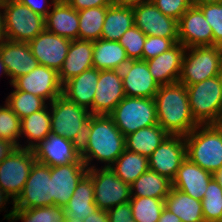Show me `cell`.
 <instances>
[{
  "instance_id": "obj_37",
  "label": "cell",
  "mask_w": 222,
  "mask_h": 222,
  "mask_svg": "<svg viewBox=\"0 0 222 222\" xmlns=\"http://www.w3.org/2000/svg\"><path fill=\"white\" fill-rule=\"evenodd\" d=\"M64 222L65 211L57 205L28 209L15 208L11 222Z\"/></svg>"
},
{
  "instance_id": "obj_36",
  "label": "cell",
  "mask_w": 222,
  "mask_h": 222,
  "mask_svg": "<svg viewBox=\"0 0 222 222\" xmlns=\"http://www.w3.org/2000/svg\"><path fill=\"white\" fill-rule=\"evenodd\" d=\"M12 90L5 99V102L20 119L44 109L49 104L45 99L32 93Z\"/></svg>"
},
{
  "instance_id": "obj_21",
  "label": "cell",
  "mask_w": 222,
  "mask_h": 222,
  "mask_svg": "<svg viewBox=\"0 0 222 222\" xmlns=\"http://www.w3.org/2000/svg\"><path fill=\"white\" fill-rule=\"evenodd\" d=\"M0 56L10 78V86L15 79L39 65L28 43L6 40L0 45Z\"/></svg>"
},
{
  "instance_id": "obj_43",
  "label": "cell",
  "mask_w": 222,
  "mask_h": 222,
  "mask_svg": "<svg viewBox=\"0 0 222 222\" xmlns=\"http://www.w3.org/2000/svg\"><path fill=\"white\" fill-rule=\"evenodd\" d=\"M178 38H164L159 36H146V41L143 46L142 60H149L161 53L168 51L176 43Z\"/></svg>"
},
{
  "instance_id": "obj_26",
  "label": "cell",
  "mask_w": 222,
  "mask_h": 222,
  "mask_svg": "<svg viewBox=\"0 0 222 222\" xmlns=\"http://www.w3.org/2000/svg\"><path fill=\"white\" fill-rule=\"evenodd\" d=\"M91 68H93V41L73 40L63 66L58 72L60 82L64 84L70 78Z\"/></svg>"
},
{
  "instance_id": "obj_28",
  "label": "cell",
  "mask_w": 222,
  "mask_h": 222,
  "mask_svg": "<svg viewBox=\"0 0 222 222\" xmlns=\"http://www.w3.org/2000/svg\"><path fill=\"white\" fill-rule=\"evenodd\" d=\"M129 61L125 49L118 41H93V68L121 70Z\"/></svg>"
},
{
  "instance_id": "obj_40",
  "label": "cell",
  "mask_w": 222,
  "mask_h": 222,
  "mask_svg": "<svg viewBox=\"0 0 222 222\" xmlns=\"http://www.w3.org/2000/svg\"><path fill=\"white\" fill-rule=\"evenodd\" d=\"M21 119L12 111L4 101L0 105V139H7L22 148ZM21 143V144H20Z\"/></svg>"
},
{
  "instance_id": "obj_7",
  "label": "cell",
  "mask_w": 222,
  "mask_h": 222,
  "mask_svg": "<svg viewBox=\"0 0 222 222\" xmlns=\"http://www.w3.org/2000/svg\"><path fill=\"white\" fill-rule=\"evenodd\" d=\"M109 116L125 137L139 129L158 124L154 98L125 96Z\"/></svg>"
},
{
  "instance_id": "obj_56",
  "label": "cell",
  "mask_w": 222,
  "mask_h": 222,
  "mask_svg": "<svg viewBox=\"0 0 222 222\" xmlns=\"http://www.w3.org/2000/svg\"><path fill=\"white\" fill-rule=\"evenodd\" d=\"M214 177L221 184L222 187V167L214 174Z\"/></svg>"
},
{
  "instance_id": "obj_30",
  "label": "cell",
  "mask_w": 222,
  "mask_h": 222,
  "mask_svg": "<svg viewBox=\"0 0 222 222\" xmlns=\"http://www.w3.org/2000/svg\"><path fill=\"white\" fill-rule=\"evenodd\" d=\"M164 206L179 217L181 222H205L201 200L194 199L176 188H171L164 199Z\"/></svg>"
},
{
  "instance_id": "obj_19",
  "label": "cell",
  "mask_w": 222,
  "mask_h": 222,
  "mask_svg": "<svg viewBox=\"0 0 222 222\" xmlns=\"http://www.w3.org/2000/svg\"><path fill=\"white\" fill-rule=\"evenodd\" d=\"M87 171L84 162L51 167L52 205L64 208Z\"/></svg>"
},
{
  "instance_id": "obj_6",
  "label": "cell",
  "mask_w": 222,
  "mask_h": 222,
  "mask_svg": "<svg viewBox=\"0 0 222 222\" xmlns=\"http://www.w3.org/2000/svg\"><path fill=\"white\" fill-rule=\"evenodd\" d=\"M222 61V46L186 48L178 82L185 86L218 76Z\"/></svg>"
},
{
  "instance_id": "obj_14",
  "label": "cell",
  "mask_w": 222,
  "mask_h": 222,
  "mask_svg": "<svg viewBox=\"0 0 222 222\" xmlns=\"http://www.w3.org/2000/svg\"><path fill=\"white\" fill-rule=\"evenodd\" d=\"M37 162L53 166L84 162L80 157V146L63 136L50 133L33 148Z\"/></svg>"
},
{
  "instance_id": "obj_58",
  "label": "cell",
  "mask_w": 222,
  "mask_h": 222,
  "mask_svg": "<svg viewBox=\"0 0 222 222\" xmlns=\"http://www.w3.org/2000/svg\"><path fill=\"white\" fill-rule=\"evenodd\" d=\"M64 222H83V220H82V219H68V218L65 216Z\"/></svg>"
},
{
  "instance_id": "obj_57",
  "label": "cell",
  "mask_w": 222,
  "mask_h": 222,
  "mask_svg": "<svg viewBox=\"0 0 222 222\" xmlns=\"http://www.w3.org/2000/svg\"><path fill=\"white\" fill-rule=\"evenodd\" d=\"M218 78H219L220 83L222 85V61L220 63V68H219V71H218Z\"/></svg>"
},
{
  "instance_id": "obj_5",
  "label": "cell",
  "mask_w": 222,
  "mask_h": 222,
  "mask_svg": "<svg viewBox=\"0 0 222 222\" xmlns=\"http://www.w3.org/2000/svg\"><path fill=\"white\" fill-rule=\"evenodd\" d=\"M51 133L63 136L82 144L91 113L63 95L55 98L50 104Z\"/></svg>"
},
{
  "instance_id": "obj_17",
  "label": "cell",
  "mask_w": 222,
  "mask_h": 222,
  "mask_svg": "<svg viewBox=\"0 0 222 222\" xmlns=\"http://www.w3.org/2000/svg\"><path fill=\"white\" fill-rule=\"evenodd\" d=\"M178 40L186 48L213 46L212 28L198 6L192 5L178 20Z\"/></svg>"
},
{
  "instance_id": "obj_29",
  "label": "cell",
  "mask_w": 222,
  "mask_h": 222,
  "mask_svg": "<svg viewBox=\"0 0 222 222\" xmlns=\"http://www.w3.org/2000/svg\"><path fill=\"white\" fill-rule=\"evenodd\" d=\"M51 133L49 104L42 110L21 119L20 138L26 139L22 148L33 149Z\"/></svg>"
},
{
  "instance_id": "obj_42",
  "label": "cell",
  "mask_w": 222,
  "mask_h": 222,
  "mask_svg": "<svg viewBox=\"0 0 222 222\" xmlns=\"http://www.w3.org/2000/svg\"><path fill=\"white\" fill-rule=\"evenodd\" d=\"M203 12L213 32V46H222V4L197 5Z\"/></svg>"
},
{
  "instance_id": "obj_39",
  "label": "cell",
  "mask_w": 222,
  "mask_h": 222,
  "mask_svg": "<svg viewBox=\"0 0 222 222\" xmlns=\"http://www.w3.org/2000/svg\"><path fill=\"white\" fill-rule=\"evenodd\" d=\"M201 204L205 222H222V187L215 177L209 181Z\"/></svg>"
},
{
  "instance_id": "obj_38",
  "label": "cell",
  "mask_w": 222,
  "mask_h": 222,
  "mask_svg": "<svg viewBox=\"0 0 222 222\" xmlns=\"http://www.w3.org/2000/svg\"><path fill=\"white\" fill-rule=\"evenodd\" d=\"M130 206L134 222H158L163 211L164 199L131 197Z\"/></svg>"
},
{
  "instance_id": "obj_4",
  "label": "cell",
  "mask_w": 222,
  "mask_h": 222,
  "mask_svg": "<svg viewBox=\"0 0 222 222\" xmlns=\"http://www.w3.org/2000/svg\"><path fill=\"white\" fill-rule=\"evenodd\" d=\"M191 113L199 125L222 121V85L218 76L186 86Z\"/></svg>"
},
{
  "instance_id": "obj_34",
  "label": "cell",
  "mask_w": 222,
  "mask_h": 222,
  "mask_svg": "<svg viewBox=\"0 0 222 222\" xmlns=\"http://www.w3.org/2000/svg\"><path fill=\"white\" fill-rule=\"evenodd\" d=\"M110 167L123 182L131 185L149 169V162L146 156L125 149Z\"/></svg>"
},
{
  "instance_id": "obj_2",
  "label": "cell",
  "mask_w": 222,
  "mask_h": 222,
  "mask_svg": "<svg viewBox=\"0 0 222 222\" xmlns=\"http://www.w3.org/2000/svg\"><path fill=\"white\" fill-rule=\"evenodd\" d=\"M158 125L169 135H188L199 124L194 120L186 86L161 85L154 96Z\"/></svg>"
},
{
  "instance_id": "obj_46",
  "label": "cell",
  "mask_w": 222,
  "mask_h": 222,
  "mask_svg": "<svg viewBox=\"0 0 222 222\" xmlns=\"http://www.w3.org/2000/svg\"><path fill=\"white\" fill-rule=\"evenodd\" d=\"M16 3L23 4L29 7L33 12L43 16H47L48 12L51 10L55 0H13Z\"/></svg>"
},
{
  "instance_id": "obj_11",
  "label": "cell",
  "mask_w": 222,
  "mask_h": 222,
  "mask_svg": "<svg viewBox=\"0 0 222 222\" xmlns=\"http://www.w3.org/2000/svg\"><path fill=\"white\" fill-rule=\"evenodd\" d=\"M44 206H52L51 167L35 161L22 193L15 200V208Z\"/></svg>"
},
{
  "instance_id": "obj_49",
  "label": "cell",
  "mask_w": 222,
  "mask_h": 222,
  "mask_svg": "<svg viewBox=\"0 0 222 222\" xmlns=\"http://www.w3.org/2000/svg\"><path fill=\"white\" fill-rule=\"evenodd\" d=\"M18 146L10 140L0 139V163L10 156Z\"/></svg>"
},
{
  "instance_id": "obj_24",
  "label": "cell",
  "mask_w": 222,
  "mask_h": 222,
  "mask_svg": "<svg viewBox=\"0 0 222 222\" xmlns=\"http://www.w3.org/2000/svg\"><path fill=\"white\" fill-rule=\"evenodd\" d=\"M45 30L71 41L79 39L78 11L66 1H55L45 17Z\"/></svg>"
},
{
  "instance_id": "obj_12",
  "label": "cell",
  "mask_w": 222,
  "mask_h": 222,
  "mask_svg": "<svg viewBox=\"0 0 222 222\" xmlns=\"http://www.w3.org/2000/svg\"><path fill=\"white\" fill-rule=\"evenodd\" d=\"M11 86L15 90L39 96L50 104L62 95L63 84L60 82L57 70L38 65L30 73L15 79Z\"/></svg>"
},
{
  "instance_id": "obj_10",
  "label": "cell",
  "mask_w": 222,
  "mask_h": 222,
  "mask_svg": "<svg viewBox=\"0 0 222 222\" xmlns=\"http://www.w3.org/2000/svg\"><path fill=\"white\" fill-rule=\"evenodd\" d=\"M35 161L33 149L18 147L0 163V186L14 200L22 193Z\"/></svg>"
},
{
  "instance_id": "obj_51",
  "label": "cell",
  "mask_w": 222,
  "mask_h": 222,
  "mask_svg": "<svg viewBox=\"0 0 222 222\" xmlns=\"http://www.w3.org/2000/svg\"><path fill=\"white\" fill-rule=\"evenodd\" d=\"M153 0H112V5L118 7H135L146 3H151Z\"/></svg>"
},
{
  "instance_id": "obj_33",
  "label": "cell",
  "mask_w": 222,
  "mask_h": 222,
  "mask_svg": "<svg viewBox=\"0 0 222 222\" xmlns=\"http://www.w3.org/2000/svg\"><path fill=\"white\" fill-rule=\"evenodd\" d=\"M132 26H134L133 8L111 5L106 11L101 39L118 41Z\"/></svg>"
},
{
  "instance_id": "obj_35",
  "label": "cell",
  "mask_w": 222,
  "mask_h": 222,
  "mask_svg": "<svg viewBox=\"0 0 222 222\" xmlns=\"http://www.w3.org/2000/svg\"><path fill=\"white\" fill-rule=\"evenodd\" d=\"M108 7L109 6L91 7L78 11L79 40L97 41L101 39Z\"/></svg>"
},
{
  "instance_id": "obj_54",
  "label": "cell",
  "mask_w": 222,
  "mask_h": 222,
  "mask_svg": "<svg viewBox=\"0 0 222 222\" xmlns=\"http://www.w3.org/2000/svg\"><path fill=\"white\" fill-rule=\"evenodd\" d=\"M192 3L194 6L213 3L222 4V0H192Z\"/></svg>"
},
{
  "instance_id": "obj_53",
  "label": "cell",
  "mask_w": 222,
  "mask_h": 222,
  "mask_svg": "<svg viewBox=\"0 0 222 222\" xmlns=\"http://www.w3.org/2000/svg\"><path fill=\"white\" fill-rule=\"evenodd\" d=\"M7 40L2 7H0V45Z\"/></svg>"
},
{
  "instance_id": "obj_31",
  "label": "cell",
  "mask_w": 222,
  "mask_h": 222,
  "mask_svg": "<svg viewBox=\"0 0 222 222\" xmlns=\"http://www.w3.org/2000/svg\"><path fill=\"white\" fill-rule=\"evenodd\" d=\"M168 136L158 124L148 126L125 137L126 149L148 158Z\"/></svg>"
},
{
  "instance_id": "obj_25",
  "label": "cell",
  "mask_w": 222,
  "mask_h": 222,
  "mask_svg": "<svg viewBox=\"0 0 222 222\" xmlns=\"http://www.w3.org/2000/svg\"><path fill=\"white\" fill-rule=\"evenodd\" d=\"M100 70L91 68L74 76L62 86V95L69 101L87 108L92 115V101Z\"/></svg>"
},
{
  "instance_id": "obj_18",
  "label": "cell",
  "mask_w": 222,
  "mask_h": 222,
  "mask_svg": "<svg viewBox=\"0 0 222 222\" xmlns=\"http://www.w3.org/2000/svg\"><path fill=\"white\" fill-rule=\"evenodd\" d=\"M28 44L39 65L59 72L67 56L71 40L44 30Z\"/></svg>"
},
{
  "instance_id": "obj_8",
  "label": "cell",
  "mask_w": 222,
  "mask_h": 222,
  "mask_svg": "<svg viewBox=\"0 0 222 222\" xmlns=\"http://www.w3.org/2000/svg\"><path fill=\"white\" fill-rule=\"evenodd\" d=\"M2 12L7 40L29 43L45 30V18L23 4L9 0Z\"/></svg>"
},
{
  "instance_id": "obj_60",
  "label": "cell",
  "mask_w": 222,
  "mask_h": 222,
  "mask_svg": "<svg viewBox=\"0 0 222 222\" xmlns=\"http://www.w3.org/2000/svg\"><path fill=\"white\" fill-rule=\"evenodd\" d=\"M218 125L222 128V121L220 123H218Z\"/></svg>"
},
{
  "instance_id": "obj_45",
  "label": "cell",
  "mask_w": 222,
  "mask_h": 222,
  "mask_svg": "<svg viewBox=\"0 0 222 222\" xmlns=\"http://www.w3.org/2000/svg\"><path fill=\"white\" fill-rule=\"evenodd\" d=\"M109 222H134L130 202L119 204L107 211Z\"/></svg>"
},
{
  "instance_id": "obj_48",
  "label": "cell",
  "mask_w": 222,
  "mask_h": 222,
  "mask_svg": "<svg viewBox=\"0 0 222 222\" xmlns=\"http://www.w3.org/2000/svg\"><path fill=\"white\" fill-rule=\"evenodd\" d=\"M11 196L6 193L0 186V213L2 211L7 212L4 215V219L9 220L10 222L13 219V214L15 213V200L13 198H10ZM11 199V201H10ZM7 204H12L11 210L8 212V207L6 206ZM7 207V209H6Z\"/></svg>"
},
{
  "instance_id": "obj_50",
  "label": "cell",
  "mask_w": 222,
  "mask_h": 222,
  "mask_svg": "<svg viewBox=\"0 0 222 222\" xmlns=\"http://www.w3.org/2000/svg\"><path fill=\"white\" fill-rule=\"evenodd\" d=\"M83 222H109L107 211L97 209L90 216L83 219Z\"/></svg>"
},
{
  "instance_id": "obj_3",
  "label": "cell",
  "mask_w": 222,
  "mask_h": 222,
  "mask_svg": "<svg viewBox=\"0 0 222 222\" xmlns=\"http://www.w3.org/2000/svg\"><path fill=\"white\" fill-rule=\"evenodd\" d=\"M184 138L191 162L212 174L222 167V128L218 124L198 125Z\"/></svg>"
},
{
  "instance_id": "obj_9",
  "label": "cell",
  "mask_w": 222,
  "mask_h": 222,
  "mask_svg": "<svg viewBox=\"0 0 222 222\" xmlns=\"http://www.w3.org/2000/svg\"><path fill=\"white\" fill-rule=\"evenodd\" d=\"M87 175L94 183V200L98 209L108 211L131 200L130 185L123 182L111 167L88 169Z\"/></svg>"
},
{
  "instance_id": "obj_27",
  "label": "cell",
  "mask_w": 222,
  "mask_h": 222,
  "mask_svg": "<svg viewBox=\"0 0 222 222\" xmlns=\"http://www.w3.org/2000/svg\"><path fill=\"white\" fill-rule=\"evenodd\" d=\"M98 207L94 200V183L86 174L64 207L65 216L68 219H85L94 213Z\"/></svg>"
},
{
  "instance_id": "obj_44",
  "label": "cell",
  "mask_w": 222,
  "mask_h": 222,
  "mask_svg": "<svg viewBox=\"0 0 222 222\" xmlns=\"http://www.w3.org/2000/svg\"><path fill=\"white\" fill-rule=\"evenodd\" d=\"M152 2L163 14L177 21L193 5L192 0H153Z\"/></svg>"
},
{
  "instance_id": "obj_16",
  "label": "cell",
  "mask_w": 222,
  "mask_h": 222,
  "mask_svg": "<svg viewBox=\"0 0 222 222\" xmlns=\"http://www.w3.org/2000/svg\"><path fill=\"white\" fill-rule=\"evenodd\" d=\"M134 25L146 36L178 38V21L163 14L153 2L133 7Z\"/></svg>"
},
{
  "instance_id": "obj_15",
  "label": "cell",
  "mask_w": 222,
  "mask_h": 222,
  "mask_svg": "<svg viewBox=\"0 0 222 222\" xmlns=\"http://www.w3.org/2000/svg\"><path fill=\"white\" fill-rule=\"evenodd\" d=\"M124 97L120 70H100L92 101V115H109Z\"/></svg>"
},
{
  "instance_id": "obj_41",
  "label": "cell",
  "mask_w": 222,
  "mask_h": 222,
  "mask_svg": "<svg viewBox=\"0 0 222 222\" xmlns=\"http://www.w3.org/2000/svg\"><path fill=\"white\" fill-rule=\"evenodd\" d=\"M146 35L137 27L129 28L118 40L123 46L129 60H142Z\"/></svg>"
},
{
  "instance_id": "obj_55",
  "label": "cell",
  "mask_w": 222,
  "mask_h": 222,
  "mask_svg": "<svg viewBox=\"0 0 222 222\" xmlns=\"http://www.w3.org/2000/svg\"><path fill=\"white\" fill-rule=\"evenodd\" d=\"M0 75H6V77L8 76L5 64L2 62L1 56H0Z\"/></svg>"
},
{
  "instance_id": "obj_22",
  "label": "cell",
  "mask_w": 222,
  "mask_h": 222,
  "mask_svg": "<svg viewBox=\"0 0 222 222\" xmlns=\"http://www.w3.org/2000/svg\"><path fill=\"white\" fill-rule=\"evenodd\" d=\"M185 50L178 42L168 51L146 60L149 72L160 86L178 82Z\"/></svg>"
},
{
  "instance_id": "obj_59",
  "label": "cell",
  "mask_w": 222,
  "mask_h": 222,
  "mask_svg": "<svg viewBox=\"0 0 222 222\" xmlns=\"http://www.w3.org/2000/svg\"><path fill=\"white\" fill-rule=\"evenodd\" d=\"M9 0H0V7H3Z\"/></svg>"
},
{
  "instance_id": "obj_23",
  "label": "cell",
  "mask_w": 222,
  "mask_h": 222,
  "mask_svg": "<svg viewBox=\"0 0 222 222\" xmlns=\"http://www.w3.org/2000/svg\"><path fill=\"white\" fill-rule=\"evenodd\" d=\"M213 177L214 174L202 169L186 157L172 180V187L194 199L202 200L208 183Z\"/></svg>"
},
{
  "instance_id": "obj_47",
  "label": "cell",
  "mask_w": 222,
  "mask_h": 222,
  "mask_svg": "<svg viewBox=\"0 0 222 222\" xmlns=\"http://www.w3.org/2000/svg\"><path fill=\"white\" fill-rule=\"evenodd\" d=\"M66 2L77 11H81L91 7L112 5V0H67Z\"/></svg>"
},
{
  "instance_id": "obj_13",
  "label": "cell",
  "mask_w": 222,
  "mask_h": 222,
  "mask_svg": "<svg viewBox=\"0 0 222 222\" xmlns=\"http://www.w3.org/2000/svg\"><path fill=\"white\" fill-rule=\"evenodd\" d=\"M186 159V143L183 135H169L148 157L149 169L173 180Z\"/></svg>"
},
{
  "instance_id": "obj_52",
  "label": "cell",
  "mask_w": 222,
  "mask_h": 222,
  "mask_svg": "<svg viewBox=\"0 0 222 222\" xmlns=\"http://www.w3.org/2000/svg\"><path fill=\"white\" fill-rule=\"evenodd\" d=\"M158 222H181V219L164 207Z\"/></svg>"
},
{
  "instance_id": "obj_20",
  "label": "cell",
  "mask_w": 222,
  "mask_h": 222,
  "mask_svg": "<svg viewBox=\"0 0 222 222\" xmlns=\"http://www.w3.org/2000/svg\"><path fill=\"white\" fill-rule=\"evenodd\" d=\"M120 72L125 96L154 98L160 85L149 72L145 60H130Z\"/></svg>"
},
{
  "instance_id": "obj_32",
  "label": "cell",
  "mask_w": 222,
  "mask_h": 222,
  "mask_svg": "<svg viewBox=\"0 0 222 222\" xmlns=\"http://www.w3.org/2000/svg\"><path fill=\"white\" fill-rule=\"evenodd\" d=\"M172 188V181L157 172L148 169L131 185V197H153L165 199Z\"/></svg>"
},
{
  "instance_id": "obj_1",
  "label": "cell",
  "mask_w": 222,
  "mask_h": 222,
  "mask_svg": "<svg viewBox=\"0 0 222 222\" xmlns=\"http://www.w3.org/2000/svg\"><path fill=\"white\" fill-rule=\"evenodd\" d=\"M125 149V136L109 115L90 116L80 145V157L88 169L97 167L98 162L110 167ZM95 160L97 165L92 162Z\"/></svg>"
}]
</instances>
